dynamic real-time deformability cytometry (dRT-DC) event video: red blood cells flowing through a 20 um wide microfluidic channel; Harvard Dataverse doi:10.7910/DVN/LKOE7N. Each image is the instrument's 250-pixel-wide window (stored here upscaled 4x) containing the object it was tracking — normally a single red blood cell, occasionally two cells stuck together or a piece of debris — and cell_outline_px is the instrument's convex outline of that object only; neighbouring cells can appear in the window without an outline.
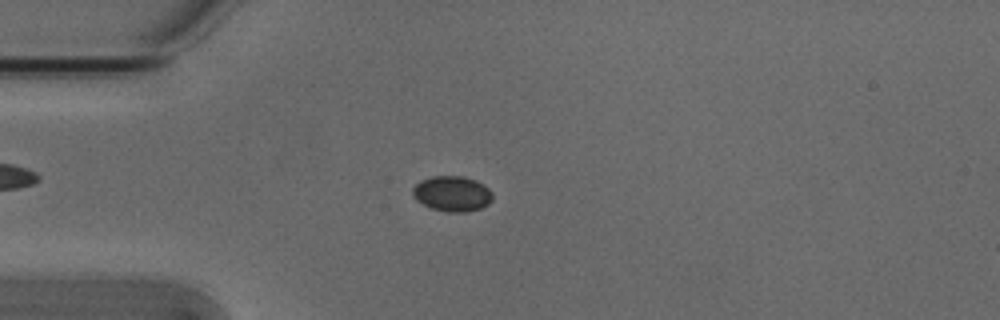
{"species": "Egyptian fruit bat (a non-hibernating species)", "species_latin": "Rousettus aegyptiacus", "temperature_condition": "cold", "stored_images_in_passage": 5, "camera_frame_rate_fps": 3000, "um_per_image_px": 0.085, "animal": {"sex": "male"}, "frame": {"image": 1, "passage_image": 3, "time_ms": 0.667, "image_size_px": [1000, 320], "cell_outline_px": [[492, 200], [488, 204], [480, 208], [468, 212], [448, 212], [432, 208], [416, 200], [412, 196], [412, 188], [420, 180], [432, 176], [464, 176], [476, 180], [484, 184], [492, 192]], "centroid_in_image_um": [38.43, 16.45], "position_along_channel_um": 46.6, "area_um2": 16.59}}
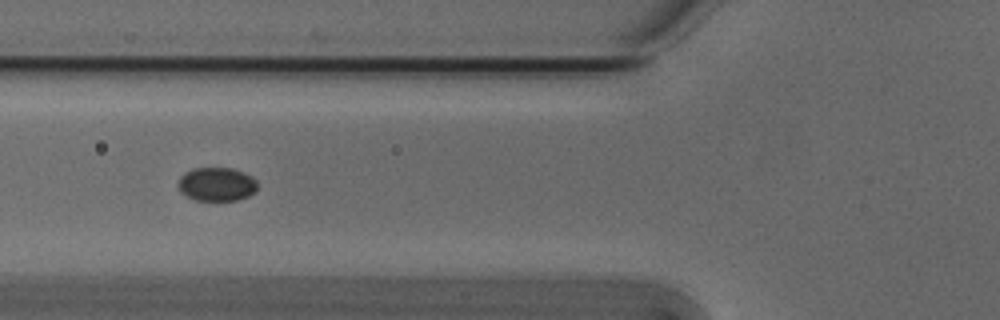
{"frame": {"image": 2, "passage_image": 5, "time_ms": 1.333, "image_size_px": [1000, 320], "cell_outline_px": [[256, 192], [248, 196], [236, 200], [196, 200], [180, 192], [176, 184], [180, 176], [184, 172], [192, 168], [232, 168], [244, 172], [252, 176], [256, 180]], "centroid_in_image_um": [18.39, 15.65], "position_along_channel_um": 107.4, "area_um2": 15.72}}